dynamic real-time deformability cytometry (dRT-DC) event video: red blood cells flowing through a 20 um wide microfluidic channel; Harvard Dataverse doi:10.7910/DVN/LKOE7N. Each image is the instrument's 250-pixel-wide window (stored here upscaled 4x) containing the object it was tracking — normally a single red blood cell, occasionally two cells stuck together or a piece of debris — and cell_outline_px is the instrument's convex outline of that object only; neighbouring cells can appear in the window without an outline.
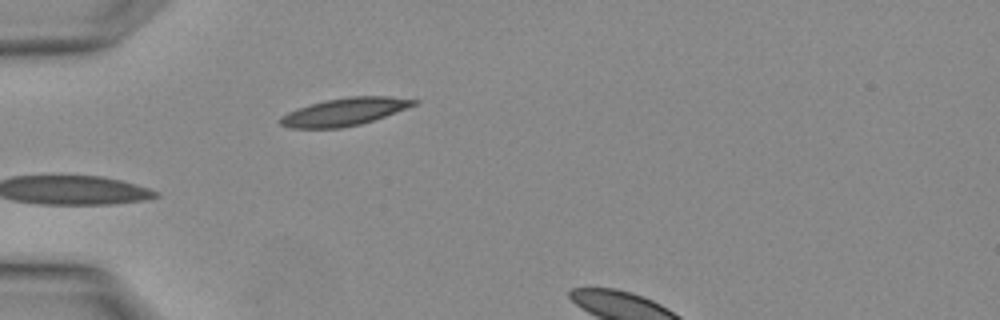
{"species": "Egyptian fruit bat (a non-hibernating species)", "species_latin": "Rousettus aegyptiacus", "temperature_condition": "warm", "stored_images_in_passage": 3, "segment_of_instrument_passage": [1, 2], "camera_frame_rate_fps": 3000, "um_per_image_px": 0.085, "animal": {"sex": "female"}, "frame": {"image": 1, "passage_image": 2, "time_ms": 0.333, "image_size_px": [1000, 320], "cell_outline_px": [[420, 100], [416, 104], [384, 116], [360, 124], [340, 128], [288, 128], [280, 124], [280, 116], [288, 112], [312, 104], [328, 100], [348, 96], [388, 96]], "centroid_in_image_um": [29.27, 9.5], "position_along_channel_um": 55.7, "area_um2": 21.1}}